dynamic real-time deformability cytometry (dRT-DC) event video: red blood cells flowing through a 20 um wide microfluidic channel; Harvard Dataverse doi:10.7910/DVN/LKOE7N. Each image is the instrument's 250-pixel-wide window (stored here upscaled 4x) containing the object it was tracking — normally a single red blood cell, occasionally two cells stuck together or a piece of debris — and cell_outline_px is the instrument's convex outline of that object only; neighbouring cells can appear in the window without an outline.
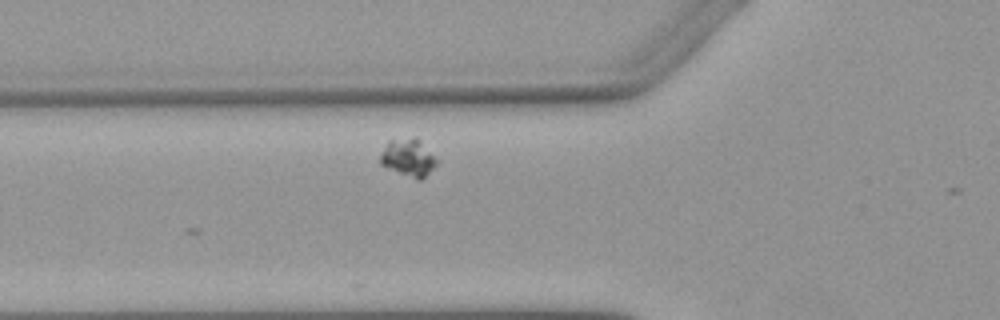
{"species": "Egyptian fruit bat (a non-hibernating species)", "species_latin": "Rousettus aegyptiacus", "temperature_condition": "warm", "stored_images_in_passage": 3, "camera_frame_rate_fps": 3000, "um_per_image_px": 0.085, "animal": {"sex": "female"}, "frame": {"image": 1, "passage_image": 3, "time_ms": 2.333, "image_size_px": [1000, 320], "cell_outline_px": [[436, 164], [420, 180], [416, 180], [388, 168], [380, 164], [380, 156], [388, 140], [420, 140], [436, 160]], "centroid_in_image_um": [34.66, 13.44], "position_along_channel_um": 91.1, "area_um2": 11.62}}